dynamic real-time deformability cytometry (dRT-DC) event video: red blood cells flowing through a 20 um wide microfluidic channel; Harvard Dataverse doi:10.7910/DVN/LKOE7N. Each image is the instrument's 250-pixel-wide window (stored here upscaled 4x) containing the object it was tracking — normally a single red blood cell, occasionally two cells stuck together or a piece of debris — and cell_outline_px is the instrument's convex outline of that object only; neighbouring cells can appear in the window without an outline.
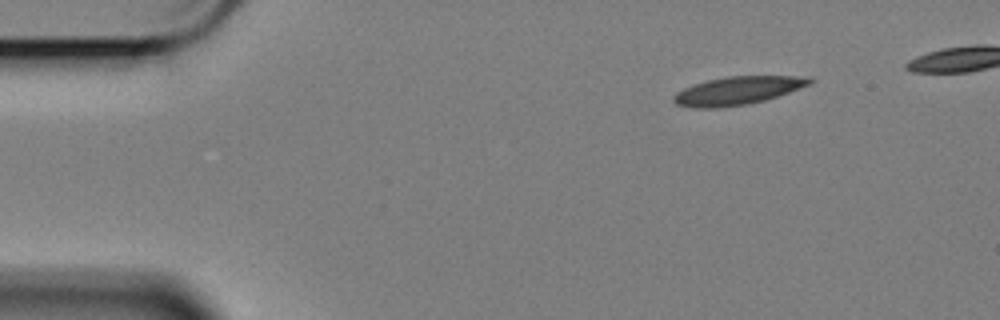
{"species": "Egyptian fruit bat (a non-hibernating species)", "species_latin": "Rousettus aegyptiacus", "temperature_condition": "cold", "stored_images_in_passage": 48, "camera_frame_rate_fps": 3000, "um_per_image_px": 0.085, "animal": {"sex": "female"}, "frame": {"image": 1, "passage_image": 1, "time_ms": 0.0, "image_size_px": [1000, 320], "cell_outline_px": [[816, 80], [812, 84], [764, 100], [748, 104], [716, 108], [692, 108], [676, 104], [672, 100], [672, 96], [676, 92], [684, 88], [708, 80], [728, 76], [808, 76]], "centroid_in_image_um": [62.71, 7.7], "position_along_channel_um": 22.3, "area_um2": 22.31}}
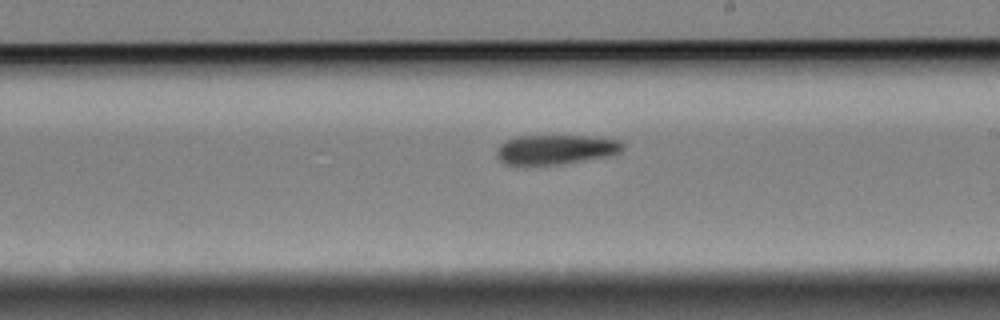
{"frame": {"image": 2, "passage_image": 27, "time_ms": 8.667, "image_size_px": [1000, 320], "cell_outline_px": [[624, 148], [616, 156], [564, 164], [524, 168], [504, 164], [496, 156], [496, 152], [500, 144], [504, 140], [516, 136], [592, 136], [620, 140], [624, 144]], "centroid_in_image_um": [47.22, 12.76], "position_along_channel_um": 241.8, "area_um2": 23.06}}
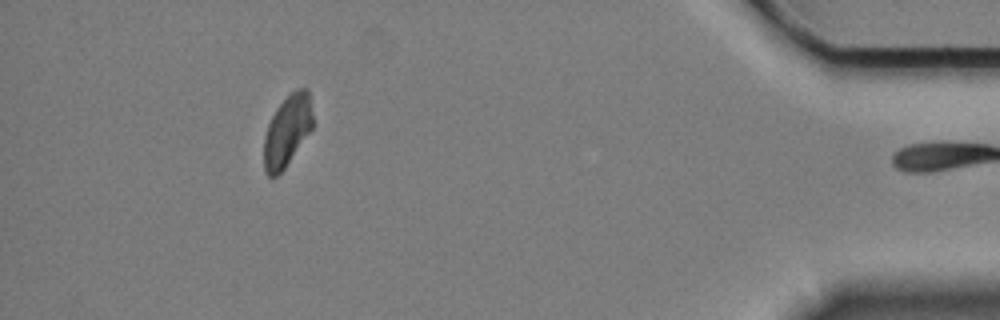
{"frame": {"image": 3, "passage_image": 47, "time_ms": 15.333, "image_size_px": [1000, 320], "cell_outline_px": [[316, 124], [284, 168], [276, 176], [268, 176], [264, 172], [264, 136], [268, 124], [276, 108], [296, 88], [308, 88]], "centroid_in_image_um": [24.45, 11.09], "position_along_channel_um": 410.7, "area_um2": 20.52}}